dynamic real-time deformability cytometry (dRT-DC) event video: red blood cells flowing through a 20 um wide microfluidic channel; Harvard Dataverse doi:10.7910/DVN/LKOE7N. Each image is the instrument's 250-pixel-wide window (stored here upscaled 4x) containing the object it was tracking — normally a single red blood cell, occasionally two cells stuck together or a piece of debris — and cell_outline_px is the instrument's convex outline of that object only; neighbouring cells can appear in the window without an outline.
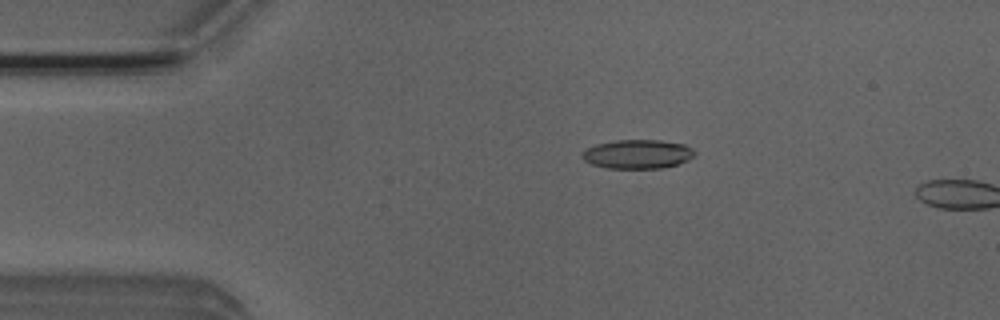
{"species": "Egyptian fruit bat (a non-hibernating species)", "species_latin": "Rousettus aegyptiacus", "temperature_condition": "room temperature", "stored_images_in_passage": 12, "camera_frame_rate_fps": 3000, "um_per_image_px": 0.085, "animal": {"sex": "male"}, "frame": {"image": 1, "passage_image": 10, "time_ms": 3.0, "image_size_px": [1000, 320], "cell_outline_px": [[696, 156], [688, 160], [664, 168], [608, 168], [592, 164], [584, 160], [580, 156], [588, 148], [596, 144], [616, 140], [660, 140], [684, 144], [692, 148], [696, 152]], "centroid_in_image_um": [54.23, 13.1], "position_along_channel_um": 30.8, "area_um2": 19.02}}